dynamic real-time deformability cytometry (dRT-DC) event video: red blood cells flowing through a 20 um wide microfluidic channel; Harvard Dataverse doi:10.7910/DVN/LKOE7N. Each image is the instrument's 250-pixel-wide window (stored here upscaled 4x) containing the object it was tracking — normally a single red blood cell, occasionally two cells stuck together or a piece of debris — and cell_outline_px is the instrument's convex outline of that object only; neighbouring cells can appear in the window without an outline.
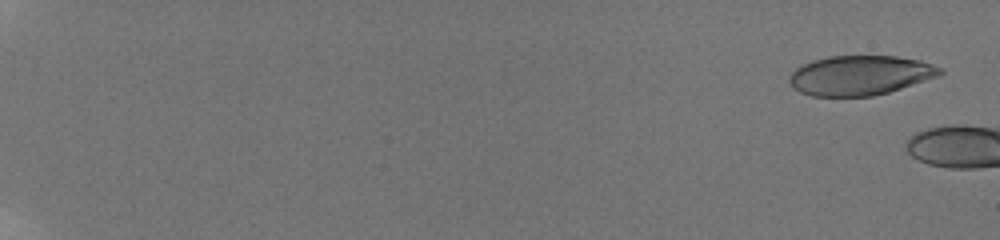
{"species": "human", "species_latin": "Homo sapiens", "temperature_condition": "room temperature", "stored_images_in_passage": 4, "camera_frame_rate_fps": 3000, "um_per_image_px": 0.085, "donor": {"sex": "male"}, "frame": {"image": 1, "passage_image": 2, "time_ms": 0.667, "image_size_px": [1000, 240], "cell_outline_px": [[944, 72], [940, 76], [888, 92], [872, 96], [812, 96], [800, 92], [792, 88], [788, 80], [788, 76], [796, 68], [812, 60], [828, 56], [896, 56], [920, 60], [944, 68]], "centroid_in_image_um": [73.11, 6.4], "position_along_channel_um": 11.9, "area_um2": 35.03}}